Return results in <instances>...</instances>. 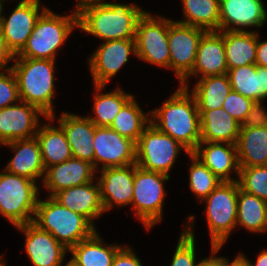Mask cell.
Wrapping results in <instances>:
<instances>
[{"mask_svg": "<svg viewBox=\"0 0 267 266\" xmlns=\"http://www.w3.org/2000/svg\"><path fill=\"white\" fill-rule=\"evenodd\" d=\"M40 4V0H21L8 18L1 17L2 36L14 56L26 45L37 19L47 9L44 7L41 12Z\"/></svg>", "mask_w": 267, "mask_h": 266, "instance_id": "obj_13", "label": "cell"}, {"mask_svg": "<svg viewBox=\"0 0 267 266\" xmlns=\"http://www.w3.org/2000/svg\"><path fill=\"white\" fill-rule=\"evenodd\" d=\"M5 71L0 70V109L20 101L17 80L11 66Z\"/></svg>", "mask_w": 267, "mask_h": 266, "instance_id": "obj_39", "label": "cell"}, {"mask_svg": "<svg viewBox=\"0 0 267 266\" xmlns=\"http://www.w3.org/2000/svg\"><path fill=\"white\" fill-rule=\"evenodd\" d=\"M201 141L236 144L241 124L223 108L199 110Z\"/></svg>", "mask_w": 267, "mask_h": 266, "instance_id": "obj_25", "label": "cell"}, {"mask_svg": "<svg viewBox=\"0 0 267 266\" xmlns=\"http://www.w3.org/2000/svg\"><path fill=\"white\" fill-rule=\"evenodd\" d=\"M236 225L252 233L267 232V201L244 192L239 184Z\"/></svg>", "mask_w": 267, "mask_h": 266, "instance_id": "obj_31", "label": "cell"}, {"mask_svg": "<svg viewBox=\"0 0 267 266\" xmlns=\"http://www.w3.org/2000/svg\"><path fill=\"white\" fill-rule=\"evenodd\" d=\"M94 168L124 167L136 164V143L110 127H96L94 134Z\"/></svg>", "mask_w": 267, "mask_h": 266, "instance_id": "obj_12", "label": "cell"}, {"mask_svg": "<svg viewBox=\"0 0 267 266\" xmlns=\"http://www.w3.org/2000/svg\"><path fill=\"white\" fill-rule=\"evenodd\" d=\"M237 179L241 190L267 201V165L240 167Z\"/></svg>", "mask_w": 267, "mask_h": 266, "instance_id": "obj_37", "label": "cell"}, {"mask_svg": "<svg viewBox=\"0 0 267 266\" xmlns=\"http://www.w3.org/2000/svg\"><path fill=\"white\" fill-rule=\"evenodd\" d=\"M94 180L57 192L53 198L62 206L86 217L92 224L105 211L100 197L99 184Z\"/></svg>", "mask_w": 267, "mask_h": 266, "instance_id": "obj_24", "label": "cell"}, {"mask_svg": "<svg viewBox=\"0 0 267 266\" xmlns=\"http://www.w3.org/2000/svg\"><path fill=\"white\" fill-rule=\"evenodd\" d=\"M227 75L233 91L254 102L267 98V67L245 65L229 69Z\"/></svg>", "mask_w": 267, "mask_h": 266, "instance_id": "obj_26", "label": "cell"}, {"mask_svg": "<svg viewBox=\"0 0 267 266\" xmlns=\"http://www.w3.org/2000/svg\"><path fill=\"white\" fill-rule=\"evenodd\" d=\"M169 179L170 176L147 171L134 164L132 208L147 230L161 222L166 196L163 185Z\"/></svg>", "mask_w": 267, "mask_h": 266, "instance_id": "obj_8", "label": "cell"}, {"mask_svg": "<svg viewBox=\"0 0 267 266\" xmlns=\"http://www.w3.org/2000/svg\"><path fill=\"white\" fill-rule=\"evenodd\" d=\"M253 103L254 101L231 90V92L225 98L222 108L240 124H242Z\"/></svg>", "mask_w": 267, "mask_h": 266, "instance_id": "obj_40", "label": "cell"}, {"mask_svg": "<svg viewBox=\"0 0 267 266\" xmlns=\"http://www.w3.org/2000/svg\"><path fill=\"white\" fill-rule=\"evenodd\" d=\"M148 115L156 128L179 142L189 153L200 143V113L188 88L180 86L160 108L149 111Z\"/></svg>", "mask_w": 267, "mask_h": 266, "instance_id": "obj_2", "label": "cell"}, {"mask_svg": "<svg viewBox=\"0 0 267 266\" xmlns=\"http://www.w3.org/2000/svg\"><path fill=\"white\" fill-rule=\"evenodd\" d=\"M134 97L122 107L110 128L136 143L142 132L151 123V118L143 113Z\"/></svg>", "mask_w": 267, "mask_h": 266, "instance_id": "obj_35", "label": "cell"}, {"mask_svg": "<svg viewBox=\"0 0 267 266\" xmlns=\"http://www.w3.org/2000/svg\"><path fill=\"white\" fill-rule=\"evenodd\" d=\"M256 65L267 67V41L259 42V33L257 32V51Z\"/></svg>", "mask_w": 267, "mask_h": 266, "instance_id": "obj_45", "label": "cell"}, {"mask_svg": "<svg viewBox=\"0 0 267 266\" xmlns=\"http://www.w3.org/2000/svg\"><path fill=\"white\" fill-rule=\"evenodd\" d=\"M93 112L95 117H88L97 127H110L122 107L134 96L116 88L111 92H102L105 85H94Z\"/></svg>", "mask_w": 267, "mask_h": 266, "instance_id": "obj_33", "label": "cell"}, {"mask_svg": "<svg viewBox=\"0 0 267 266\" xmlns=\"http://www.w3.org/2000/svg\"><path fill=\"white\" fill-rule=\"evenodd\" d=\"M59 125L65 131L72 156L94 166V134L97 127L88 117L62 113Z\"/></svg>", "mask_w": 267, "mask_h": 266, "instance_id": "obj_22", "label": "cell"}, {"mask_svg": "<svg viewBox=\"0 0 267 266\" xmlns=\"http://www.w3.org/2000/svg\"><path fill=\"white\" fill-rule=\"evenodd\" d=\"M238 181L221 182L205 199L211 246H223L236 225Z\"/></svg>", "mask_w": 267, "mask_h": 266, "instance_id": "obj_7", "label": "cell"}, {"mask_svg": "<svg viewBox=\"0 0 267 266\" xmlns=\"http://www.w3.org/2000/svg\"><path fill=\"white\" fill-rule=\"evenodd\" d=\"M192 162L189 174L190 190L196 195L198 201L205 199L222 181L207 168L192 153H189Z\"/></svg>", "mask_w": 267, "mask_h": 266, "instance_id": "obj_36", "label": "cell"}, {"mask_svg": "<svg viewBox=\"0 0 267 266\" xmlns=\"http://www.w3.org/2000/svg\"><path fill=\"white\" fill-rule=\"evenodd\" d=\"M39 127L35 137L40 145L45 169L73 157L65 131L60 125L59 128H56L46 123L44 126Z\"/></svg>", "mask_w": 267, "mask_h": 266, "instance_id": "obj_29", "label": "cell"}, {"mask_svg": "<svg viewBox=\"0 0 267 266\" xmlns=\"http://www.w3.org/2000/svg\"><path fill=\"white\" fill-rule=\"evenodd\" d=\"M185 20L181 24L219 31L220 0H182Z\"/></svg>", "mask_w": 267, "mask_h": 266, "instance_id": "obj_34", "label": "cell"}, {"mask_svg": "<svg viewBox=\"0 0 267 266\" xmlns=\"http://www.w3.org/2000/svg\"><path fill=\"white\" fill-rule=\"evenodd\" d=\"M136 57L149 64L170 69L168 19L150 15L147 11L139 19L136 33Z\"/></svg>", "mask_w": 267, "mask_h": 266, "instance_id": "obj_10", "label": "cell"}, {"mask_svg": "<svg viewBox=\"0 0 267 266\" xmlns=\"http://www.w3.org/2000/svg\"><path fill=\"white\" fill-rule=\"evenodd\" d=\"M219 11V31H248L242 27H261L267 22L262 0H220Z\"/></svg>", "mask_w": 267, "mask_h": 266, "instance_id": "obj_18", "label": "cell"}, {"mask_svg": "<svg viewBox=\"0 0 267 266\" xmlns=\"http://www.w3.org/2000/svg\"><path fill=\"white\" fill-rule=\"evenodd\" d=\"M131 53L136 56L135 39L103 42L89 58V69L94 84L107 85V82L128 62Z\"/></svg>", "mask_w": 267, "mask_h": 266, "instance_id": "obj_14", "label": "cell"}, {"mask_svg": "<svg viewBox=\"0 0 267 266\" xmlns=\"http://www.w3.org/2000/svg\"><path fill=\"white\" fill-rule=\"evenodd\" d=\"M14 55L7 48L4 38L2 36V31L0 28V70L5 69L10 61H13Z\"/></svg>", "mask_w": 267, "mask_h": 266, "instance_id": "obj_44", "label": "cell"}, {"mask_svg": "<svg viewBox=\"0 0 267 266\" xmlns=\"http://www.w3.org/2000/svg\"><path fill=\"white\" fill-rule=\"evenodd\" d=\"M105 245L99 233L95 231L69 251L72 253V258L81 266H112L114 256L122 245Z\"/></svg>", "mask_w": 267, "mask_h": 266, "instance_id": "obj_30", "label": "cell"}, {"mask_svg": "<svg viewBox=\"0 0 267 266\" xmlns=\"http://www.w3.org/2000/svg\"><path fill=\"white\" fill-rule=\"evenodd\" d=\"M236 146L240 167L267 165V125L240 128Z\"/></svg>", "mask_w": 267, "mask_h": 266, "instance_id": "obj_27", "label": "cell"}, {"mask_svg": "<svg viewBox=\"0 0 267 266\" xmlns=\"http://www.w3.org/2000/svg\"><path fill=\"white\" fill-rule=\"evenodd\" d=\"M222 246H211V253L213 256L202 259L199 266H244L242 253L238 254L233 261H229L224 257L214 256Z\"/></svg>", "mask_w": 267, "mask_h": 266, "instance_id": "obj_42", "label": "cell"}, {"mask_svg": "<svg viewBox=\"0 0 267 266\" xmlns=\"http://www.w3.org/2000/svg\"><path fill=\"white\" fill-rule=\"evenodd\" d=\"M199 79L191 90L196 99L198 110L222 108L225 98L232 90L227 73Z\"/></svg>", "mask_w": 267, "mask_h": 266, "instance_id": "obj_32", "label": "cell"}, {"mask_svg": "<svg viewBox=\"0 0 267 266\" xmlns=\"http://www.w3.org/2000/svg\"><path fill=\"white\" fill-rule=\"evenodd\" d=\"M76 10L78 28L104 42L135 39L138 21L145 14L136 4L105 3L102 0L80 1Z\"/></svg>", "mask_w": 267, "mask_h": 266, "instance_id": "obj_1", "label": "cell"}, {"mask_svg": "<svg viewBox=\"0 0 267 266\" xmlns=\"http://www.w3.org/2000/svg\"><path fill=\"white\" fill-rule=\"evenodd\" d=\"M136 165L147 171L169 175L178 153L185 147L150 123L136 142Z\"/></svg>", "mask_w": 267, "mask_h": 266, "instance_id": "obj_9", "label": "cell"}, {"mask_svg": "<svg viewBox=\"0 0 267 266\" xmlns=\"http://www.w3.org/2000/svg\"><path fill=\"white\" fill-rule=\"evenodd\" d=\"M112 266H142L134 251L127 246H122L114 256Z\"/></svg>", "mask_w": 267, "mask_h": 266, "instance_id": "obj_43", "label": "cell"}, {"mask_svg": "<svg viewBox=\"0 0 267 266\" xmlns=\"http://www.w3.org/2000/svg\"><path fill=\"white\" fill-rule=\"evenodd\" d=\"M96 169L93 164L78 159L70 158L60 164L45 169L43 187L50 191L51 197L57 192L76 187L93 181Z\"/></svg>", "mask_w": 267, "mask_h": 266, "instance_id": "obj_21", "label": "cell"}, {"mask_svg": "<svg viewBox=\"0 0 267 266\" xmlns=\"http://www.w3.org/2000/svg\"><path fill=\"white\" fill-rule=\"evenodd\" d=\"M227 69L256 63V31H224Z\"/></svg>", "mask_w": 267, "mask_h": 266, "instance_id": "obj_28", "label": "cell"}, {"mask_svg": "<svg viewBox=\"0 0 267 266\" xmlns=\"http://www.w3.org/2000/svg\"><path fill=\"white\" fill-rule=\"evenodd\" d=\"M5 0H0V20H1V17H2V14H3V2H4Z\"/></svg>", "mask_w": 267, "mask_h": 266, "instance_id": "obj_48", "label": "cell"}, {"mask_svg": "<svg viewBox=\"0 0 267 266\" xmlns=\"http://www.w3.org/2000/svg\"><path fill=\"white\" fill-rule=\"evenodd\" d=\"M97 182L105 212L115 205H132L134 164L103 168Z\"/></svg>", "mask_w": 267, "mask_h": 266, "instance_id": "obj_17", "label": "cell"}, {"mask_svg": "<svg viewBox=\"0 0 267 266\" xmlns=\"http://www.w3.org/2000/svg\"><path fill=\"white\" fill-rule=\"evenodd\" d=\"M63 261L59 266H62ZM65 266H81L79 263H77L73 258L67 262Z\"/></svg>", "mask_w": 267, "mask_h": 266, "instance_id": "obj_47", "label": "cell"}, {"mask_svg": "<svg viewBox=\"0 0 267 266\" xmlns=\"http://www.w3.org/2000/svg\"><path fill=\"white\" fill-rule=\"evenodd\" d=\"M262 102L257 101L253 103L240 128L263 127L267 125V112L266 108L262 106Z\"/></svg>", "mask_w": 267, "mask_h": 266, "instance_id": "obj_41", "label": "cell"}, {"mask_svg": "<svg viewBox=\"0 0 267 266\" xmlns=\"http://www.w3.org/2000/svg\"><path fill=\"white\" fill-rule=\"evenodd\" d=\"M2 145L9 146L16 153L3 169L10 173L28 178L35 182L44 177L45 167L42 162L41 149L36 137L9 141Z\"/></svg>", "mask_w": 267, "mask_h": 266, "instance_id": "obj_23", "label": "cell"}, {"mask_svg": "<svg viewBox=\"0 0 267 266\" xmlns=\"http://www.w3.org/2000/svg\"><path fill=\"white\" fill-rule=\"evenodd\" d=\"M17 229L25 234V249L34 266H59L69 251L33 222L18 226Z\"/></svg>", "mask_w": 267, "mask_h": 266, "instance_id": "obj_19", "label": "cell"}, {"mask_svg": "<svg viewBox=\"0 0 267 266\" xmlns=\"http://www.w3.org/2000/svg\"><path fill=\"white\" fill-rule=\"evenodd\" d=\"M191 222L189 226L183 230L176 246L171 266H199L200 261L195 262V237L192 226L194 225V215L188 217Z\"/></svg>", "mask_w": 267, "mask_h": 266, "instance_id": "obj_38", "label": "cell"}, {"mask_svg": "<svg viewBox=\"0 0 267 266\" xmlns=\"http://www.w3.org/2000/svg\"><path fill=\"white\" fill-rule=\"evenodd\" d=\"M39 115L47 118L39 108L23 101L0 109V144L35 137Z\"/></svg>", "mask_w": 267, "mask_h": 266, "instance_id": "obj_15", "label": "cell"}, {"mask_svg": "<svg viewBox=\"0 0 267 266\" xmlns=\"http://www.w3.org/2000/svg\"><path fill=\"white\" fill-rule=\"evenodd\" d=\"M206 30L168 19L170 69L180 82L192 71L199 41Z\"/></svg>", "mask_w": 267, "mask_h": 266, "instance_id": "obj_11", "label": "cell"}, {"mask_svg": "<svg viewBox=\"0 0 267 266\" xmlns=\"http://www.w3.org/2000/svg\"><path fill=\"white\" fill-rule=\"evenodd\" d=\"M38 190L33 180L8 171L0 172V214L15 227L33 222Z\"/></svg>", "mask_w": 267, "mask_h": 266, "instance_id": "obj_6", "label": "cell"}, {"mask_svg": "<svg viewBox=\"0 0 267 266\" xmlns=\"http://www.w3.org/2000/svg\"><path fill=\"white\" fill-rule=\"evenodd\" d=\"M228 72L224 48V31H206L199 41L196 61L192 71L180 82V86L188 88L187 78L190 76L222 75Z\"/></svg>", "mask_w": 267, "mask_h": 266, "instance_id": "obj_16", "label": "cell"}, {"mask_svg": "<svg viewBox=\"0 0 267 266\" xmlns=\"http://www.w3.org/2000/svg\"><path fill=\"white\" fill-rule=\"evenodd\" d=\"M75 27L78 28L76 9L68 16H60L47 8L37 19L26 45L14 57L55 60L57 50Z\"/></svg>", "mask_w": 267, "mask_h": 266, "instance_id": "obj_5", "label": "cell"}, {"mask_svg": "<svg viewBox=\"0 0 267 266\" xmlns=\"http://www.w3.org/2000/svg\"><path fill=\"white\" fill-rule=\"evenodd\" d=\"M1 258L3 259V257L0 256V266H6V263H3V260H2ZM1 262H2V263H1Z\"/></svg>", "mask_w": 267, "mask_h": 266, "instance_id": "obj_49", "label": "cell"}, {"mask_svg": "<svg viewBox=\"0 0 267 266\" xmlns=\"http://www.w3.org/2000/svg\"><path fill=\"white\" fill-rule=\"evenodd\" d=\"M244 266H267V249L259 253L256 262L252 263L243 254Z\"/></svg>", "mask_w": 267, "mask_h": 266, "instance_id": "obj_46", "label": "cell"}, {"mask_svg": "<svg viewBox=\"0 0 267 266\" xmlns=\"http://www.w3.org/2000/svg\"><path fill=\"white\" fill-rule=\"evenodd\" d=\"M11 66L15 74L20 101L34 105L47 116L55 118L53 110L55 60L14 57Z\"/></svg>", "mask_w": 267, "mask_h": 266, "instance_id": "obj_3", "label": "cell"}, {"mask_svg": "<svg viewBox=\"0 0 267 266\" xmlns=\"http://www.w3.org/2000/svg\"><path fill=\"white\" fill-rule=\"evenodd\" d=\"M33 223L49 232L68 250L96 231L95 224L83 215L65 208L51 196L47 200L38 199Z\"/></svg>", "mask_w": 267, "mask_h": 266, "instance_id": "obj_4", "label": "cell"}, {"mask_svg": "<svg viewBox=\"0 0 267 266\" xmlns=\"http://www.w3.org/2000/svg\"><path fill=\"white\" fill-rule=\"evenodd\" d=\"M192 154L222 182L238 181L230 175L235 171L239 177L240 166L236 144L200 141Z\"/></svg>", "mask_w": 267, "mask_h": 266, "instance_id": "obj_20", "label": "cell"}]
</instances>
